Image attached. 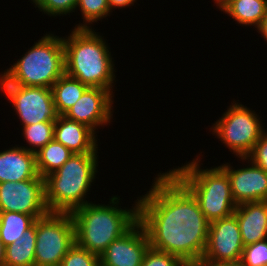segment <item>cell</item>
Masks as SVG:
<instances>
[{"mask_svg": "<svg viewBox=\"0 0 267 266\" xmlns=\"http://www.w3.org/2000/svg\"><path fill=\"white\" fill-rule=\"evenodd\" d=\"M266 7L267 0H237L224 13L242 26L258 28L264 18Z\"/></svg>", "mask_w": 267, "mask_h": 266, "instance_id": "cell-20", "label": "cell"}, {"mask_svg": "<svg viewBox=\"0 0 267 266\" xmlns=\"http://www.w3.org/2000/svg\"><path fill=\"white\" fill-rule=\"evenodd\" d=\"M60 266H100V257L75 243L63 257Z\"/></svg>", "mask_w": 267, "mask_h": 266, "instance_id": "cell-25", "label": "cell"}, {"mask_svg": "<svg viewBox=\"0 0 267 266\" xmlns=\"http://www.w3.org/2000/svg\"><path fill=\"white\" fill-rule=\"evenodd\" d=\"M18 146L0 152V183L43 178L37 171L36 154Z\"/></svg>", "mask_w": 267, "mask_h": 266, "instance_id": "cell-16", "label": "cell"}, {"mask_svg": "<svg viewBox=\"0 0 267 266\" xmlns=\"http://www.w3.org/2000/svg\"><path fill=\"white\" fill-rule=\"evenodd\" d=\"M237 0H214L216 6L219 7V10L225 11L233 2Z\"/></svg>", "mask_w": 267, "mask_h": 266, "instance_id": "cell-32", "label": "cell"}, {"mask_svg": "<svg viewBox=\"0 0 267 266\" xmlns=\"http://www.w3.org/2000/svg\"><path fill=\"white\" fill-rule=\"evenodd\" d=\"M136 0H108V5H109V8H110V11L112 12V10L115 8H126V7H129V6H133L134 5V2Z\"/></svg>", "mask_w": 267, "mask_h": 266, "instance_id": "cell-30", "label": "cell"}, {"mask_svg": "<svg viewBox=\"0 0 267 266\" xmlns=\"http://www.w3.org/2000/svg\"><path fill=\"white\" fill-rule=\"evenodd\" d=\"M141 266H188L179 257L152 247L146 251Z\"/></svg>", "mask_w": 267, "mask_h": 266, "instance_id": "cell-28", "label": "cell"}, {"mask_svg": "<svg viewBox=\"0 0 267 266\" xmlns=\"http://www.w3.org/2000/svg\"><path fill=\"white\" fill-rule=\"evenodd\" d=\"M35 8L51 16L70 15L76 10L78 0H31Z\"/></svg>", "mask_w": 267, "mask_h": 266, "instance_id": "cell-26", "label": "cell"}, {"mask_svg": "<svg viewBox=\"0 0 267 266\" xmlns=\"http://www.w3.org/2000/svg\"><path fill=\"white\" fill-rule=\"evenodd\" d=\"M36 220L25 233L5 247V266H35Z\"/></svg>", "mask_w": 267, "mask_h": 266, "instance_id": "cell-18", "label": "cell"}, {"mask_svg": "<svg viewBox=\"0 0 267 266\" xmlns=\"http://www.w3.org/2000/svg\"><path fill=\"white\" fill-rule=\"evenodd\" d=\"M55 121H45L27 126H22V136L29 144L26 150L36 153L47 143L53 140ZM31 146V147H30Z\"/></svg>", "mask_w": 267, "mask_h": 266, "instance_id": "cell-23", "label": "cell"}, {"mask_svg": "<svg viewBox=\"0 0 267 266\" xmlns=\"http://www.w3.org/2000/svg\"><path fill=\"white\" fill-rule=\"evenodd\" d=\"M198 266H245L241 261L238 262H221L216 264H199Z\"/></svg>", "mask_w": 267, "mask_h": 266, "instance_id": "cell-33", "label": "cell"}, {"mask_svg": "<svg viewBox=\"0 0 267 266\" xmlns=\"http://www.w3.org/2000/svg\"><path fill=\"white\" fill-rule=\"evenodd\" d=\"M152 188L138 199V220L150 247L198 266L204 255L210 222L192 193L170 172L157 174Z\"/></svg>", "mask_w": 267, "mask_h": 266, "instance_id": "cell-1", "label": "cell"}, {"mask_svg": "<svg viewBox=\"0 0 267 266\" xmlns=\"http://www.w3.org/2000/svg\"><path fill=\"white\" fill-rule=\"evenodd\" d=\"M119 200V196H112L110 204L90 202L71 213L79 246L100 256L138 221V198L132 209L119 207Z\"/></svg>", "mask_w": 267, "mask_h": 266, "instance_id": "cell-3", "label": "cell"}, {"mask_svg": "<svg viewBox=\"0 0 267 266\" xmlns=\"http://www.w3.org/2000/svg\"><path fill=\"white\" fill-rule=\"evenodd\" d=\"M0 74V84L52 88L65 74L62 37L47 33L21 59Z\"/></svg>", "mask_w": 267, "mask_h": 266, "instance_id": "cell-6", "label": "cell"}, {"mask_svg": "<svg viewBox=\"0 0 267 266\" xmlns=\"http://www.w3.org/2000/svg\"><path fill=\"white\" fill-rule=\"evenodd\" d=\"M150 247L149 237L138 220L125 234L112 241L99 256L101 266H141Z\"/></svg>", "mask_w": 267, "mask_h": 266, "instance_id": "cell-13", "label": "cell"}, {"mask_svg": "<svg viewBox=\"0 0 267 266\" xmlns=\"http://www.w3.org/2000/svg\"><path fill=\"white\" fill-rule=\"evenodd\" d=\"M76 243L71 213L49 212L36 219L35 266H60Z\"/></svg>", "mask_w": 267, "mask_h": 266, "instance_id": "cell-8", "label": "cell"}, {"mask_svg": "<svg viewBox=\"0 0 267 266\" xmlns=\"http://www.w3.org/2000/svg\"><path fill=\"white\" fill-rule=\"evenodd\" d=\"M96 133L88 126L59 115L55 120L53 139L73 154L98 153Z\"/></svg>", "mask_w": 267, "mask_h": 266, "instance_id": "cell-15", "label": "cell"}, {"mask_svg": "<svg viewBox=\"0 0 267 266\" xmlns=\"http://www.w3.org/2000/svg\"><path fill=\"white\" fill-rule=\"evenodd\" d=\"M231 104L210 129L238 158L247 157L266 129L256 112L235 100Z\"/></svg>", "mask_w": 267, "mask_h": 266, "instance_id": "cell-7", "label": "cell"}, {"mask_svg": "<svg viewBox=\"0 0 267 266\" xmlns=\"http://www.w3.org/2000/svg\"><path fill=\"white\" fill-rule=\"evenodd\" d=\"M97 153L72 154L45 179V200L50 212L72 213L90 201L85 198L98 171Z\"/></svg>", "mask_w": 267, "mask_h": 266, "instance_id": "cell-4", "label": "cell"}, {"mask_svg": "<svg viewBox=\"0 0 267 266\" xmlns=\"http://www.w3.org/2000/svg\"><path fill=\"white\" fill-rule=\"evenodd\" d=\"M0 91L12 103L23 126L55 121L59 116L51 88L0 84Z\"/></svg>", "mask_w": 267, "mask_h": 266, "instance_id": "cell-9", "label": "cell"}, {"mask_svg": "<svg viewBox=\"0 0 267 266\" xmlns=\"http://www.w3.org/2000/svg\"><path fill=\"white\" fill-rule=\"evenodd\" d=\"M244 244L236 215L210 222L208 242L200 264L241 261Z\"/></svg>", "mask_w": 267, "mask_h": 266, "instance_id": "cell-11", "label": "cell"}, {"mask_svg": "<svg viewBox=\"0 0 267 266\" xmlns=\"http://www.w3.org/2000/svg\"><path fill=\"white\" fill-rule=\"evenodd\" d=\"M240 159L242 162L248 160L249 167L235 169L229 163L220 165L230 179L235 203L238 205L245 202L267 201V172L247 157Z\"/></svg>", "mask_w": 267, "mask_h": 266, "instance_id": "cell-14", "label": "cell"}, {"mask_svg": "<svg viewBox=\"0 0 267 266\" xmlns=\"http://www.w3.org/2000/svg\"><path fill=\"white\" fill-rule=\"evenodd\" d=\"M35 154L38 174L44 178L59 169L73 153L53 139Z\"/></svg>", "mask_w": 267, "mask_h": 266, "instance_id": "cell-21", "label": "cell"}, {"mask_svg": "<svg viewBox=\"0 0 267 266\" xmlns=\"http://www.w3.org/2000/svg\"><path fill=\"white\" fill-rule=\"evenodd\" d=\"M197 157L169 171L192 193L209 222L232 215L237 204L227 173L220 166L202 169Z\"/></svg>", "mask_w": 267, "mask_h": 266, "instance_id": "cell-5", "label": "cell"}, {"mask_svg": "<svg viewBox=\"0 0 267 266\" xmlns=\"http://www.w3.org/2000/svg\"><path fill=\"white\" fill-rule=\"evenodd\" d=\"M257 30H258L257 32L262 35L261 37H263L264 41H266L267 43V7L264 18L260 23L259 27L257 28Z\"/></svg>", "mask_w": 267, "mask_h": 266, "instance_id": "cell-31", "label": "cell"}, {"mask_svg": "<svg viewBox=\"0 0 267 266\" xmlns=\"http://www.w3.org/2000/svg\"><path fill=\"white\" fill-rule=\"evenodd\" d=\"M0 266H5V246L0 239Z\"/></svg>", "mask_w": 267, "mask_h": 266, "instance_id": "cell-34", "label": "cell"}, {"mask_svg": "<svg viewBox=\"0 0 267 266\" xmlns=\"http://www.w3.org/2000/svg\"><path fill=\"white\" fill-rule=\"evenodd\" d=\"M88 88L66 74L61 76L52 86L53 101L58 115H64Z\"/></svg>", "mask_w": 267, "mask_h": 266, "instance_id": "cell-19", "label": "cell"}, {"mask_svg": "<svg viewBox=\"0 0 267 266\" xmlns=\"http://www.w3.org/2000/svg\"><path fill=\"white\" fill-rule=\"evenodd\" d=\"M247 158L267 172V131L262 133Z\"/></svg>", "mask_w": 267, "mask_h": 266, "instance_id": "cell-29", "label": "cell"}, {"mask_svg": "<svg viewBox=\"0 0 267 266\" xmlns=\"http://www.w3.org/2000/svg\"><path fill=\"white\" fill-rule=\"evenodd\" d=\"M0 212H18L36 218L49 213L45 200V179L0 183Z\"/></svg>", "mask_w": 267, "mask_h": 266, "instance_id": "cell-10", "label": "cell"}, {"mask_svg": "<svg viewBox=\"0 0 267 266\" xmlns=\"http://www.w3.org/2000/svg\"><path fill=\"white\" fill-rule=\"evenodd\" d=\"M103 38L92 27L74 28L68 37H63L65 74L88 87L113 92L115 64Z\"/></svg>", "mask_w": 267, "mask_h": 266, "instance_id": "cell-2", "label": "cell"}, {"mask_svg": "<svg viewBox=\"0 0 267 266\" xmlns=\"http://www.w3.org/2000/svg\"><path fill=\"white\" fill-rule=\"evenodd\" d=\"M114 93L104 88L88 87L78 101L63 115L84 124L95 133L113 118ZM98 127V128H97Z\"/></svg>", "mask_w": 267, "mask_h": 266, "instance_id": "cell-12", "label": "cell"}, {"mask_svg": "<svg viewBox=\"0 0 267 266\" xmlns=\"http://www.w3.org/2000/svg\"><path fill=\"white\" fill-rule=\"evenodd\" d=\"M234 214L244 247L267 239V201L238 204Z\"/></svg>", "mask_w": 267, "mask_h": 266, "instance_id": "cell-17", "label": "cell"}, {"mask_svg": "<svg viewBox=\"0 0 267 266\" xmlns=\"http://www.w3.org/2000/svg\"><path fill=\"white\" fill-rule=\"evenodd\" d=\"M77 7L81 11L84 24L79 23L74 28H90L88 25L110 16L111 13L108 0H78Z\"/></svg>", "mask_w": 267, "mask_h": 266, "instance_id": "cell-24", "label": "cell"}, {"mask_svg": "<svg viewBox=\"0 0 267 266\" xmlns=\"http://www.w3.org/2000/svg\"><path fill=\"white\" fill-rule=\"evenodd\" d=\"M37 218L18 212H0V239L6 247L19 239Z\"/></svg>", "mask_w": 267, "mask_h": 266, "instance_id": "cell-22", "label": "cell"}, {"mask_svg": "<svg viewBox=\"0 0 267 266\" xmlns=\"http://www.w3.org/2000/svg\"><path fill=\"white\" fill-rule=\"evenodd\" d=\"M241 262L245 266H267V239L245 246Z\"/></svg>", "mask_w": 267, "mask_h": 266, "instance_id": "cell-27", "label": "cell"}]
</instances>
